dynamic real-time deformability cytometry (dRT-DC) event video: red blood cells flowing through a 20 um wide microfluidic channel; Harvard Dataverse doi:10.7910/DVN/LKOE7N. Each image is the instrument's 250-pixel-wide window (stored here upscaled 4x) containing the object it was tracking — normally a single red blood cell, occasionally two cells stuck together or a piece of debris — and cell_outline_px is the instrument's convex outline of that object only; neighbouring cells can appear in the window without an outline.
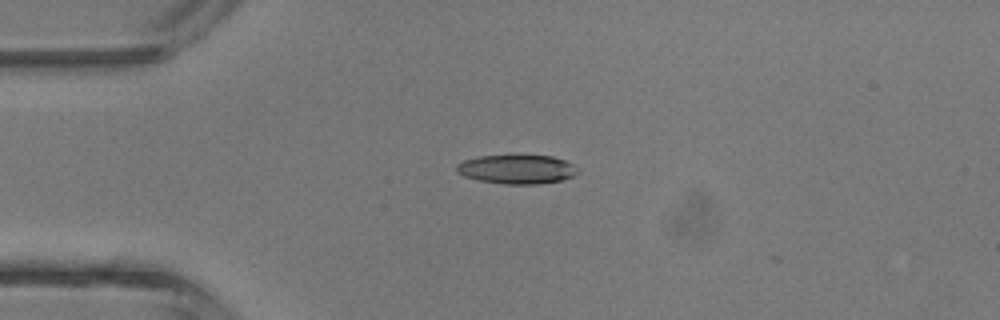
{"species": "common noctule bat (a hibernating species)", "species_latin": "Nyctalus noctula", "temperature_condition": "room temperature", "stored_images_in_passage": 1, "camera_frame_rate_fps": 3000, "um_per_image_px": 0.085, "animal": {"sex": "male", "body_mass_g": 13.3}, "frame": {"image": 1, "passage_image": 1, "time_ms": 0.0, "image_size_px": [1000, 320], "cell_outline_px": [[580, 172], [572, 176], [560, 180], [536, 184], [504, 184], [480, 180], [464, 176], [456, 172], [456, 164], [464, 160], [480, 156], [552, 156], [564, 160], [572, 164]], "centroid_in_image_um": [43.91, 14.39], "position_along_channel_um": 41.1, "area_um2": 20.23}}